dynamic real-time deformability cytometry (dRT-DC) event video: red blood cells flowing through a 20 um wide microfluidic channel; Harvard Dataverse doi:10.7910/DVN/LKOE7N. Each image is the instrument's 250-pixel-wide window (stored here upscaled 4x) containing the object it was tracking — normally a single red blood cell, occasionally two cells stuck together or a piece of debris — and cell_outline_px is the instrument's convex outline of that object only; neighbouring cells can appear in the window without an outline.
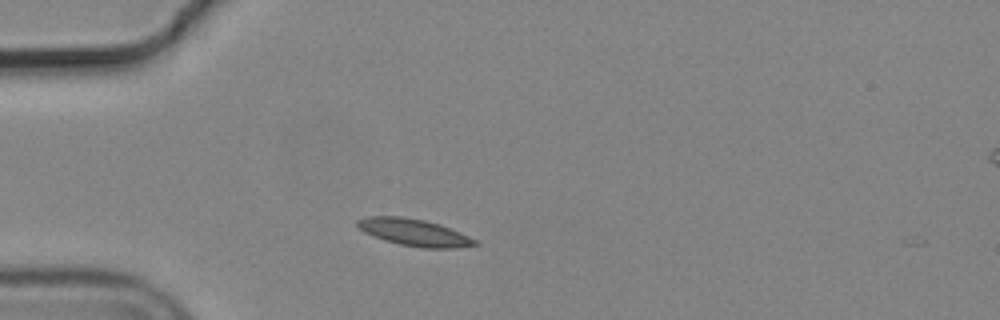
{"species": "common noctule bat (a hibernating species)", "species_latin": "Nyctalus noctula", "temperature_condition": "cold", "stored_images_in_passage": 11, "camera_frame_rate_fps": 3000, "um_per_image_px": 0.085, "animal": {"sex": "male", "body_mass_g": 19.2, "forearm_length_mm": 51.8}, "frame": {"image": 1, "passage_image": 9, "time_ms": 2.667, "image_size_px": [1000, 320], "cell_outline_px": [[480, 244], [456, 248], [424, 248], [400, 244], [384, 240], [372, 236], [364, 232], [356, 224], [356, 220], [368, 216], [400, 216], [424, 220], [440, 224], [460, 232], [476, 240]], "centroid_in_image_um": [35.2, 19.75], "position_along_channel_um": 49.8, "area_um2": 18.44}}